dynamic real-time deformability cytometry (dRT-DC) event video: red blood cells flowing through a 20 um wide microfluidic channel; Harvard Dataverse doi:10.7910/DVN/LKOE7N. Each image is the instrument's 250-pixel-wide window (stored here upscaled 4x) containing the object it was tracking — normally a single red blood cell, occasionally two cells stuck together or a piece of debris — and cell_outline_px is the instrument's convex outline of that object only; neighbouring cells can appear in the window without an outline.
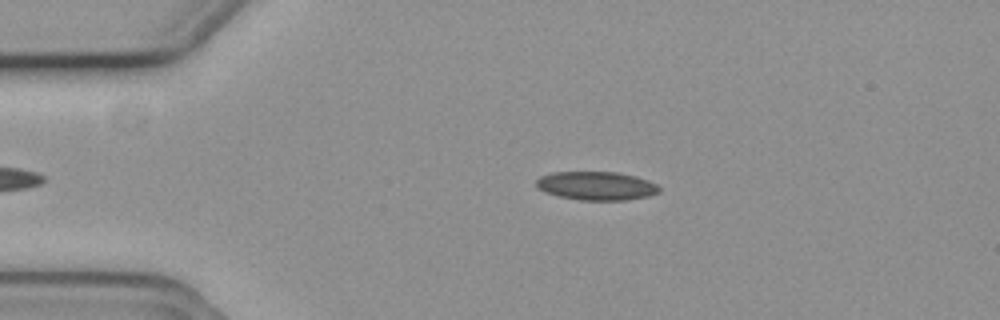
{"species": "common noctule bat (a hibernating species)", "species_latin": "Nyctalus noctula", "temperature_condition": "cold", "stored_images_in_passage": 41, "camera_frame_rate_fps": 3000, "um_per_image_px": 0.085, "animal": {"sex": "female", "body_mass_g": 19.3, "forearm_length_mm": 54.1}, "frame": {"image": 1, "passage_image": 4, "time_ms": 1.0, "image_size_px": [1000, 320], "cell_outline_px": [[660, 192], [648, 196], [628, 200], [580, 200], [560, 196], [544, 192], [536, 188], [536, 180], [540, 176], [552, 172], [616, 172], [636, 176], [648, 180], [656, 184], [660, 188]], "centroid_in_image_um": [50.69, 15.79], "position_along_channel_um": 34.3, "area_um2": 20.58}}
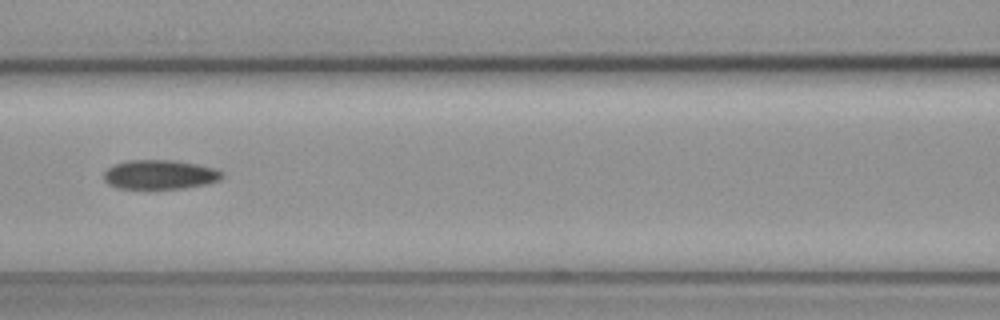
{"frame": {"image": 2, "passage_image": 17, "time_ms": 5.333, "image_size_px": [1000, 320], "cell_outline_px": [[224, 176], [220, 180], [204, 184], [184, 188], [120, 188], [108, 184], [104, 180], [104, 172], [112, 164], [128, 160], [176, 160], [216, 168], [224, 172]], "centroid_in_image_um": [13.6, 14.82], "position_along_channel_um": 153.0, "area_um2": 20.23}}
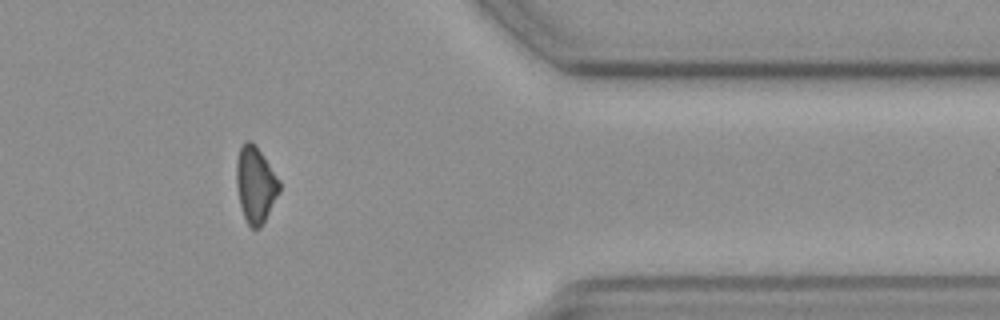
{"frame": {"image": 3, "passage_image": 38, "time_ms": 12.333, "image_size_px": [1000, 320], "cell_outline_px": [[280, 192], [260, 228], [252, 228], [248, 224], [244, 216], [240, 204], [236, 184], [236, 160], [240, 148], [248, 140], [252, 140], [256, 144], [280, 180]], "centroid_in_image_um": [21.72, 15.66], "position_along_channel_um": 389.7, "area_um2": 19.07}}